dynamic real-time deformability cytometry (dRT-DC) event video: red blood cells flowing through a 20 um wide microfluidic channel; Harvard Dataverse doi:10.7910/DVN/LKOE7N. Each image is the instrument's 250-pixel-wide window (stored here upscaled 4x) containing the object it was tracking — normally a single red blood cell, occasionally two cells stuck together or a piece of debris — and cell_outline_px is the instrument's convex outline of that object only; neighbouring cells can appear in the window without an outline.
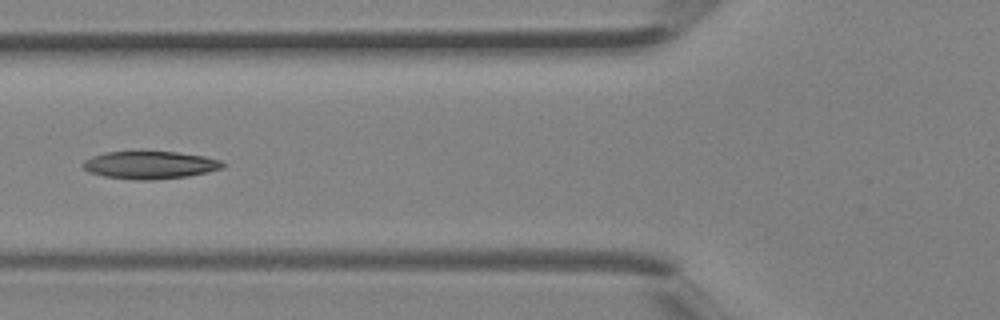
{"species": "Egyptian fruit bat (a non-hibernating species)", "species_latin": "Rousettus aegyptiacus", "temperature_condition": "room temperature", "stored_images_in_passage": 3, "camera_frame_rate_fps": 3000, "um_per_image_px": 0.085, "animal": {"sex": "female"}, "frame": {"image": 1, "passage_image": 3, "time_ms": 0.667, "image_size_px": [1000, 320], "cell_outline_px": [[228, 164], [224, 168], [208, 172], [188, 176], [152, 180], [136, 180], [104, 176], [88, 172], [80, 164], [84, 160], [92, 156], [104, 152], [176, 152], [204, 156], [220, 160]], "centroid_in_image_um": [12.76, 14.03], "position_along_channel_um": 113.0, "area_um2": 22.66}}